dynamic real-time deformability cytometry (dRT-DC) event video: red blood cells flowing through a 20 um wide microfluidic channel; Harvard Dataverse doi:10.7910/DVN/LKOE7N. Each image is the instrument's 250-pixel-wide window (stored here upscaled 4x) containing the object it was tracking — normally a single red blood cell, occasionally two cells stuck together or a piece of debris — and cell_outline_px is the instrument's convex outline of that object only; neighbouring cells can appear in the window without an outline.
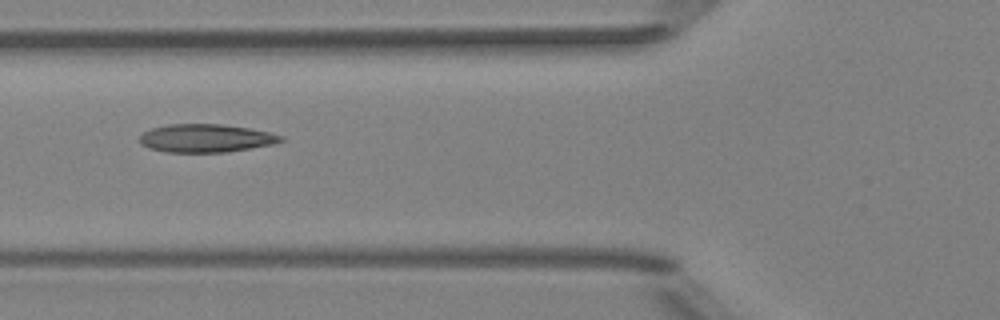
{"species": "Egyptian fruit bat (a non-hibernating species)", "species_latin": "Rousettus aegyptiacus", "temperature_condition": "room temperature", "stored_images_in_passage": 6, "camera_frame_rate_fps": 3000, "um_per_image_px": 0.085, "animal": {"sex": "female"}, "frame": {"image": 1, "passage_image": 6, "time_ms": 5.667, "image_size_px": [1000, 320], "cell_outline_px": [[284, 140], [272, 144], [252, 148], [224, 152], [168, 152], [148, 148], [140, 144], [140, 136], [144, 132], [152, 128], [168, 124], [220, 124], [252, 128], [284, 136]], "centroid_in_image_um": [17.5, 11.74], "position_along_channel_um": 108.3, "area_um2": 23.18}}